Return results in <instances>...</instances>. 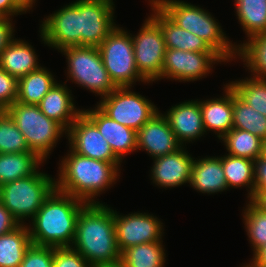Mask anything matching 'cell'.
I'll use <instances>...</instances> for the list:
<instances>
[{
  "label": "cell",
  "instance_id": "6da1fadb",
  "mask_svg": "<svg viewBox=\"0 0 266 267\" xmlns=\"http://www.w3.org/2000/svg\"><path fill=\"white\" fill-rule=\"evenodd\" d=\"M71 248L79 252L91 267L120 262L114 210L102 202L87 204L78 216Z\"/></svg>",
  "mask_w": 266,
  "mask_h": 267
},
{
  "label": "cell",
  "instance_id": "7a4b0ae2",
  "mask_svg": "<svg viewBox=\"0 0 266 267\" xmlns=\"http://www.w3.org/2000/svg\"><path fill=\"white\" fill-rule=\"evenodd\" d=\"M87 204L55 188L28 226L32 244L54 248L71 247L78 216Z\"/></svg>",
  "mask_w": 266,
  "mask_h": 267
},
{
  "label": "cell",
  "instance_id": "3957f363",
  "mask_svg": "<svg viewBox=\"0 0 266 267\" xmlns=\"http://www.w3.org/2000/svg\"><path fill=\"white\" fill-rule=\"evenodd\" d=\"M68 151L59 163L56 189L88 204L100 203L94 199L116 183L120 169L113 163Z\"/></svg>",
  "mask_w": 266,
  "mask_h": 267
},
{
  "label": "cell",
  "instance_id": "277c9868",
  "mask_svg": "<svg viewBox=\"0 0 266 267\" xmlns=\"http://www.w3.org/2000/svg\"><path fill=\"white\" fill-rule=\"evenodd\" d=\"M152 1L179 27L205 40L226 62L237 59L238 45L229 41L222 26L206 9L180 0Z\"/></svg>",
  "mask_w": 266,
  "mask_h": 267
},
{
  "label": "cell",
  "instance_id": "5b68a950",
  "mask_svg": "<svg viewBox=\"0 0 266 267\" xmlns=\"http://www.w3.org/2000/svg\"><path fill=\"white\" fill-rule=\"evenodd\" d=\"M55 178L37 170L34 174L0 186V202L19 225L32 219L56 188Z\"/></svg>",
  "mask_w": 266,
  "mask_h": 267
},
{
  "label": "cell",
  "instance_id": "8992f818",
  "mask_svg": "<svg viewBox=\"0 0 266 267\" xmlns=\"http://www.w3.org/2000/svg\"><path fill=\"white\" fill-rule=\"evenodd\" d=\"M24 135L30 151L43 161L67 131L56 121L46 117L38 105L15 102L5 110Z\"/></svg>",
  "mask_w": 266,
  "mask_h": 267
},
{
  "label": "cell",
  "instance_id": "52a82bcc",
  "mask_svg": "<svg viewBox=\"0 0 266 267\" xmlns=\"http://www.w3.org/2000/svg\"><path fill=\"white\" fill-rule=\"evenodd\" d=\"M60 52L66 56L67 77L72 82L100 95L101 98L117 88L104 67L98 47L73 46Z\"/></svg>",
  "mask_w": 266,
  "mask_h": 267
},
{
  "label": "cell",
  "instance_id": "ba28073f",
  "mask_svg": "<svg viewBox=\"0 0 266 267\" xmlns=\"http://www.w3.org/2000/svg\"><path fill=\"white\" fill-rule=\"evenodd\" d=\"M98 49L104 67L117 87H133L136 81L148 83L138 72L132 36L128 31L117 25Z\"/></svg>",
  "mask_w": 266,
  "mask_h": 267
},
{
  "label": "cell",
  "instance_id": "9c48e42d",
  "mask_svg": "<svg viewBox=\"0 0 266 267\" xmlns=\"http://www.w3.org/2000/svg\"><path fill=\"white\" fill-rule=\"evenodd\" d=\"M130 89L117 87L97 102V106L114 121L137 132L159 110L151 100Z\"/></svg>",
  "mask_w": 266,
  "mask_h": 267
},
{
  "label": "cell",
  "instance_id": "30bf717a",
  "mask_svg": "<svg viewBox=\"0 0 266 267\" xmlns=\"http://www.w3.org/2000/svg\"><path fill=\"white\" fill-rule=\"evenodd\" d=\"M131 36L139 74L148 83L162 79L166 45L160 25L149 16L137 35Z\"/></svg>",
  "mask_w": 266,
  "mask_h": 267
},
{
  "label": "cell",
  "instance_id": "8fae6325",
  "mask_svg": "<svg viewBox=\"0 0 266 267\" xmlns=\"http://www.w3.org/2000/svg\"><path fill=\"white\" fill-rule=\"evenodd\" d=\"M43 20L39 32L45 45L58 51L81 46L80 0L63 6Z\"/></svg>",
  "mask_w": 266,
  "mask_h": 267
},
{
  "label": "cell",
  "instance_id": "7c38bea8",
  "mask_svg": "<svg viewBox=\"0 0 266 267\" xmlns=\"http://www.w3.org/2000/svg\"><path fill=\"white\" fill-rule=\"evenodd\" d=\"M217 62L226 61L216 52H193L166 48L162 79L169 78L179 82L197 81L211 73L212 66Z\"/></svg>",
  "mask_w": 266,
  "mask_h": 267
},
{
  "label": "cell",
  "instance_id": "4fadbf2b",
  "mask_svg": "<svg viewBox=\"0 0 266 267\" xmlns=\"http://www.w3.org/2000/svg\"><path fill=\"white\" fill-rule=\"evenodd\" d=\"M114 224L120 253L135 245L163 241V223L152 214L134 212L121 215L114 210Z\"/></svg>",
  "mask_w": 266,
  "mask_h": 267
},
{
  "label": "cell",
  "instance_id": "5bb4252c",
  "mask_svg": "<svg viewBox=\"0 0 266 267\" xmlns=\"http://www.w3.org/2000/svg\"><path fill=\"white\" fill-rule=\"evenodd\" d=\"M69 149L92 159L113 163L120 169V161L96 125L82 112L67 130Z\"/></svg>",
  "mask_w": 266,
  "mask_h": 267
},
{
  "label": "cell",
  "instance_id": "9a60e30c",
  "mask_svg": "<svg viewBox=\"0 0 266 267\" xmlns=\"http://www.w3.org/2000/svg\"><path fill=\"white\" fill-rule=\"evenodd\" d=\"M113 0H80L81 46L98 47L115 29Z\"/></svg>",
  "mask_w": 266,
  "mask_h": 267
},
{
  "label": "cell",
  "instance_id": "2e32d148",
  "mask_svg": "<svg viewBox=\"0 0 266 267\" xmlns=\"http://www.w3.org/2000/svg\"><path fill=\"white\" fill-rule=\"evenodd\" d=\"M181 147L183 146L160 111L137 131V150L144 149L152 159L172 154Z\"/></svg>",
  "mask_w": 266,
  "mask_h": 267
},
{
  "label": "cell",
  "instance_id": "e0dca14e",
  "mask_svg": "<svg viewBox=\"0 0 266 267\" xmlns=\"http://www.w3.org/2000/svg\"><path fill=\"white\" fill-rule=\"evenodd\" d=\"M193 158L184 147L153 159L151 180L158 187L172 188L190 183Z\"/></svg>",
  "mask_w": 266,
  "mask_h": 267
},
{
  "label": "cell",
  "instance_id": "ac0fdd59",
  "mask_svg": "<svg viewBox=\"0 0 266 267\" xmlns=\"http://www.w3.org/2000/svg\"><path fill=\"white\" fill-rule=\"evenodd\" d=\"M94 108L82 112L96 125L114 155L121 161L126 154L137 151V132L108 117L97 105Z\"/></svg>",
  "mask_w": 266,
  "mask_h": 267
},
{
  "label": "cell",
  "instance_id": "d6986e66",
  "mask_svg": "<svg viewBox=\"0 0 266 267\" xmlns=\"http://www.w3.org/2000/svg\"><path fill=\"white\" fill-rule=\"evenodd\" d=\"M182 146L201 138L206 132L203 126L200 101L189 100L172 106L163 114Z\"/></svg>",
  "mask_w": 266,
  "mask_h": 267
},
{
  "label": "cell",
  "instance_id": "ffe728a7",
  "mask_svg": "<svg viewBox=\"0 0 266 267\" xmlns=\"http://www.w3.org/2000/svg\"><path fill=\"white\" fill-rule=\"evenodd\" d=\"M150 16L160 25L166 48L193 52H215L208 43L197 35L174 23L152 0H149Z\"/></svg>",
  "mask_w": 266,
  "mask_h": 267
},
{
  "label": "cell",
  "instance_id": "44dd1931",
  "mask_svg": "<svg viewBox=\"0 0 266 267\" xmlns=\"http://www.w3.org/2000/svg\"><path fill=\"white\" fill-rule=\"evenodd\" d=\"M66 83H56L37 104L41 112L59 123L66 131L82 113L76 109L71 90Z\"/></svg>",
  "mask_w": 266,
  "mask_h": 267
},
{
  "label": "cell",
  "instance_id": "7402d4cb",
  "mask_svg": "<svg viewBox=\"0 0 266 267\" xmlns=\"http://www.w3.org/2000/svg\"><path fill=\"white\" fill-rule=\"evenodd\" d=\"M224 86L225 95L200 101L205 132L213 131L219 139L233 128V89Z\"/></svg>",
  "mask_w": 266,
  "mask_h": 267
},
{
  "label": "cell",
  "instance_id": "603a6c76",
  "mask_svg": "<svg viewBox=\"0 0 266 267\" xmlns=\"http://www.w3.org/2000/svg\"><path fill=\"white\" fill-rule=\"evenodd\" d=\"M190 186L197 192L214 194L228 189L222 157H202L193 161Z\"/></svg>",
  "mask_w": 266,
  "mask_h": 267
},
{
  "label": "cell",
  "instance_id": "cb8c5ba5",
  "mask_svg": "<svg viewBox=\"0 0 266 267\" xmlns=\"http://www.w3.org/2000/svg\"><path fill=\"white\" fill-rule=\"evenodd\" d=\"M38 57L28 42L14 39L0 55V68L17 79L36 71L41 66Z\"/></svg>",
  "mask_w": 266,
  "mask_h": 267
},
{
  "label": "cell",
  "instance_id": "d4e9b609",
  "mask_svg": "<svg viewBox=\"0 0 266 267\" xmlns=\"http://www.w3.org/2000/svg\"><path fill=\"white\" fill-rule=\"evenodd\" d=\"M43 162L34 152L0 153V186L34 174Z\"/></svg>",
  "mask_w": 266,
  "mask_h": 267
},
{
  "label": "cell",
  "instance_id": "484cf974",
  "mask_svg": "<svg viewBox=\"0 0 266 267\" xmlns=\"http://www.w3.org/2000/svg\"><path fill=\"white\" fill-rule=\"evenodd\" d=\"M31 245L27 224L0 235V267H19Z\"/></svg>",
  "mask_w": 266,
  "mask_h": 267
},
{
  "label": "cell",
  "instance_id": "4316f807",
  "mask_svg": "<svg viewBox=\"0 0 266 267\" xmlns=\"http://www.w3.org/2000/svg\"><path fill=\"white\" fill-rule=\"evenodd\" d=\"M56 83L53 74L42 66L18 79L17 102L37 105Z\"/></svg>",
  "mask_w": 266,
  "mask_h": 267
},
{
  "label": "cell",
  "instance_id": "83f0119b",
  "mask_svg": "<svg viewBox=\"0 0 266 267\" xmlns=\"http://www.w3.org/2000/svg\"><path fill=\"white\" fill-rule=\"evenodd\" d=\"M222 166L226 177L228 189L231 188H249L247 193L248 200L254 196V160L247 158L223 155Z\"/></svg>",
  "mask_w": 266,
  "mask_h": 267
},
{
  "label": "cell",
  "instance_id": "f1b7e54d",
  "mask_svg": "<svg viewBox=\"0 0 266 267\" xmlns=\"http://www.w3.org/2000/svg\"><path fill=\"white\" fill-rule=\"evenodd\" d=\"M163 241L148 242L125 249L120 262L125 267H164L166 261Z\"/></svg>",
  "mask_w": 266,
  "mask_h": 267
},
{
  "label": "cell",
  "instance_id": "f546056e",
  "mask_svg": "<svg viewBox=\"0 0 266 267\" xmlns=\"http://www.w3.org/2000/svg\"><path fill=\"white\" fill-rule=\"evenodd\" d=\"M236 16L250 37L266 32V0H234Z\"/></svg>",
  "mask_w": 266,
  "mask_h": 267
},
{
  "label": "cell",
  "instance_id": "4dcf8cb0",
  "mask_svg": "<svg viewBox=\"0 0 266 267\" xmlns=\"http://www.w3.org/2000/svg\"><path fill=\"white\" fill-rule=\"evenodd\" d=\"M221 140L228 155L254 161L262 156L263 140L248 131L232 128Z\"/></svg>",
  "mask_w": 266,
  "mask_h": 267
},
{
  "label": "cell",
  "instance_id": "1f68e13d",
  "mask_svg": "<svg viewBox=\"0 0 266 267\" xmlns=\"http://www.w3.org/2000/svg\"><path fill=\"white\" fill-rule=\"evenodd\" d=\"M237 56L251 71V76L266 79V32L250 37L247 41L238 44Z\"/></svg>",
  "mask_w": 266,
  "mask_h": 267
},
{
  "label": "cell",
  "instance_id": "d6a6232c",
  "mask_svg": "<svg viewBox=\"0 0 266 267\" xmlns=\"http://www.w3.org/2000/svg\"><path fill=\"white\" fill-rule=\"evenodd\" d=\"M233 128L242 129L266 139V116L253 109L233 90Z\"/></svg>",
  "mask_w": 266,
  "mask_h": 267
},
{
  "label": "cell",
  "instance_id": "836d02e7",
  "mask_svg": "<svg viewBox=\"0 0 266 267\" xmlns=\"http://www.w3.org/2000/svg\"><path fill=\"white\" fill-rule=\"evenodd\" d=\"M228 84L240 99L266 116V79L250 76Z\"/></svg>",
  "mask_w": 266,
  "mask_h": 267
},
{
  "label": "cell",
  "instance_id": "e575fe53",
  "mask_svg": "<svg viewBox=\"0 0 266 267\" xmlns=\"http://www.w3.org/2000/svg\"><path fill=\"white\" fill-rule=\"evenodd\" d=\"M246 205L243 220L254 253L266 245V212L261 211L251 200Z\"/></svg>",
  "mask_w": 266,
  "mask_h": 267
},
{
  "label": "cell",
  "instance_id": "d590c367",
  "mask_svg": "<svg viewBox=\"0 0 266 267\" xmlns=\"http://www.w3.org/2000/svg\"><path fill=\"white\" fill-rule=\"evenodd\" d=\"M30 151L24 135L6 111L0 114V153L11 154Z\"/></svg>",
  "mask_w": 266,
  "mask_h": 267
},
{
  "label": "cell",
  "instance_id": "8d00e7d4",
  "mask_svg": "<svg viewBox=\"0 0 266 267\" xmlns=\"http://www.w3.org/2000/svg\"><path fill=\"white\" fill-rule=\"evenodd\" d=\"M54 247L31 245L19 267H53Z\"/></svg>",
  "mask_w": 266,
  "mask_h": 267
},
{
  "label": "cell",
  "instance_id": "74e56055",
  "mask_svg": "<svg viewBox=\"0 0 266 267\" xmlns=\"http://www.w3.org/2000/svg\"><path fill=\"white\" fill-rule=\"evenodd\" d=\"M18 79L0 68V110L5 111L17 101Z\"/></svg>",
  "mask_w": 266,
  "mask_h": 267
},
{
  "label": "cell",
  "instance_id": "f35d334b",
  "mask_svg": "<svg viewBox=\"0 0 266 267\" xmlns=\"http://www.w3.org/2000/svg\"><path fill=\"white\" fill-rule=\"evenodd\" d=\"M53 267H91L87 260L71 247L54 248Z\"/></svg>",
  "mask_w": 266,
  "mask_h": 267
},
{
  "label": "cell",
  "instance_id": "ab89813d",
  "mask_svg": "<svg viewBox=\"0 0 266 267\" xmlns=\"http://www.w3.org/2000/svg\"><path fill=\"white\" fill-rule=\"evenodd\" d=\"M14 25L9 17L0 16V55L1 52L15 39Z\"/></svg>",
  "mask_w": 266,
  "mask_h": 267
},
{
  "label": "cell",
  "instance_id": "60d3db41",
  "mask_svg": "<svg viewBox=\"0 0 266 267\" xmlns=\"http://www.w3.org/2000/svg\"><path fill=\"white\" fill-rule=\"evenodd\" d=\"M254 192L266 191V159L260 156L254 161Z\"/></svg>",
  "mask_w": 266,
  "mask_h": 267
},
{
  "label": "cell",
  "instance_id": "b9f144b4",
  "mask_svg": "<svg viewBox=\"0 0 266 267\" xmlns=\"http://www.w3.org/2000/svg\"><path fill=\"white\" fill-rule=\"evenodd\" d=\"M18 226V222L0 202V235L7 234Z\"/></svg>",
  "mask_w": 266,
  "mask_h": 267
},
{
  "label": "cell",
  "instance_id": "7bdbcfd3",
  "mask_svg": "<svg viewBox=\"0 0 266 267\" xmlns=\"http://www.w3.org/2000/svg\"><path fill=\"white\" fill-rule=\"evenodd\" d=\"M24 12L15 4L13 0H0V16L11 17L21 15Z\"/></svg>",
  "mask_w": 266,
  "mask_h": 267
},
{
  "label": "cell",
  "instance_id": "ee69618b",
  "mask_svg": "<svg viewBox=\"0 0 266 267\" xmlns=\"http://www.w3.org/2000/svg\"><path fill=\"white\" fill-rule=\"evenodd\" d=\"M250 263L255 267H266V245L260 247L253 253Z\"/></svg>",
  "mask_w": 266,
  "mask_h": 267
},
{
  "label": "cell",
  "instance_id": "f6af8a7d",
  "mask_svg": "<svg viewBox=\"0 0 266 267\" xmlns=\"http://www.w3.org/2000/svg\"><path fill=\"white\" fill-rule=\"evenodd\" d=\"M251 201L261 210L266 212V191L254 192Z\"/></svg>",
  "mask_w": 266,
  "mask_h": 267
},
{
  "label": "cell",
  "instance_id": "bcb514c9",
  "mask_svg": "<svg viewBox=\"0 0 266 267\" xmlns=\"http://www.w3.org/2000/svg\"><path fill=\"white\" fill-rule=\"evenodd\" d=\"M15 4L26 14L33 8V5L36 3V0H13ZM28 10V11H27Z\"/></svg>",
  "mask_w": 266,
  "mask_h": 267
},
{
  "label": "cell",
  "instance_id": "7dc6e473",
  "mask_svg": "<svg viewBox=\"0 0 266 267\" xmlns=\"http://www.w3.org/2000/svg\"><path fill=\"white\" fill-rule=\"evenodd\" d=\"M96 267H125L121 262H117L114 264L100 265Z\"/></svg>",
  "mask_w": 266,
  "mask_h": 267
},
{
  "label": "cell",
  "instance_id": "c3c4849f",
  "mask_svg": "<svg viewBox=\"0 0 266 267\" xmlns=\"http://www.w3.org/2000/svg\"><path fill=\"white\" fill-rule=\"evenodd\" d=\"M262 157L266 159V139L263 140Z\"/></svg>",
  "mask_w": 266,
  "mask_h": 267
},
{
  "label": "cell",
  "instance_id": "681fc988",
  "mask_svg": "<svg viewBox=\"0 0 266 267\" xmlns=\"http://www.w3.org/2000/svg\"><path fill=\"white\" fill-rule=\"evenodd\" d=\"M242 267H255V266H253L251 263H248V264H245V266H242Z\"/></svg>",
  "mask_w": 266,
  "mask_h": 267
}]
</instances>
